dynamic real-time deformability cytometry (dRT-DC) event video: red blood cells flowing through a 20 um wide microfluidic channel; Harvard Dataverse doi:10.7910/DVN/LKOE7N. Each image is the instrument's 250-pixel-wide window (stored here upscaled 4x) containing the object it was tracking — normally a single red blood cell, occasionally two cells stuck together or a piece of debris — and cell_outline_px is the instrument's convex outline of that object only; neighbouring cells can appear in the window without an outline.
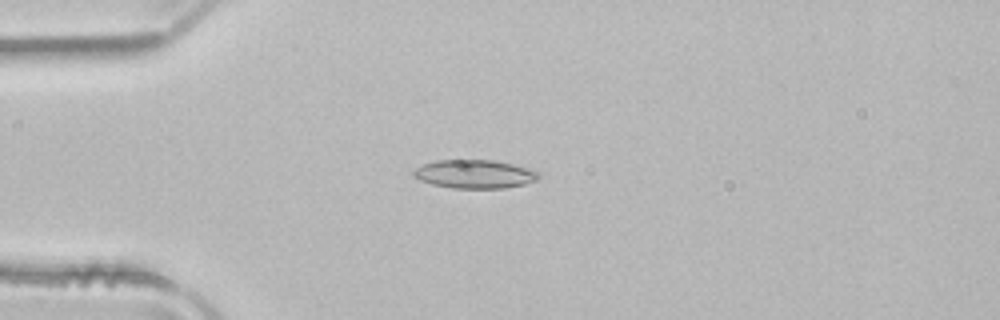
{"species": "common noctule bat (a hibernating species)", "species_latin": "Nyctalus noctula", "temperature_condition": "room temperature", "stored_images_in_passage": 44, "camera_frame_rate_fps": 3000, "um_per_image_px": 0.085, "animal": {"sex": "male", "body_mass_g": 21.5, "forearm_length_mm": 52.0}, "frame": {"image": 1, "passage_image": 6, "time_ms": 1.667, "image_size_px": [1000, 320], "cell_outline_px": [[540, 176], [536, 180], [524, 184], [504, 188], [452, 188], [432, 184], [420, 180], [412, 176], [412, 172], [416, 168], [424, 164], [436, 160], [468, 156], [492, 160], [512, 164], [528, 168], [540, 172]], "centroid_in_image_um": [40.3, 14.75], "position_along_channel_um": 44.7, "area_um2": 21.56}}
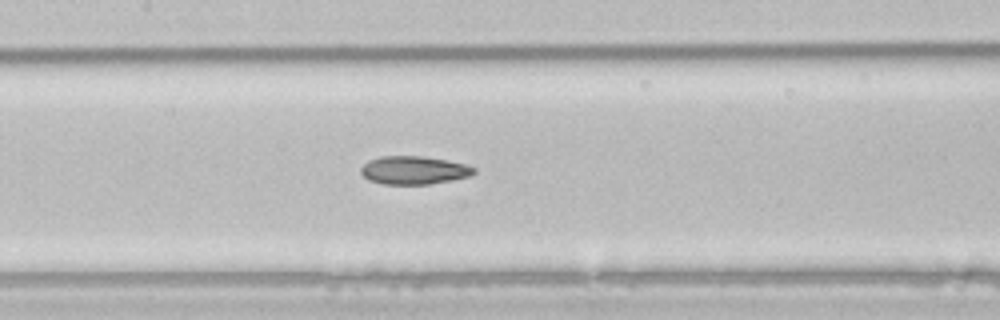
{"frame": {"image": 2, "passage_image": 17, "time_ms": 5.333, "image_size_px": [1000, 320], "cell_outline_px": [[476, 172], [468, 176], [452, 180], [428, 184], [384, 184], [368, 180], [360, 172], [360, 168], [368, 160], [380, 156], [424, 156], [448, 160], [464, 164], [476, 168]], "centroid_in_image_um": [35.16, 14.46], "position_along_channel_um": 172.2, "area_um2": 18.61}}
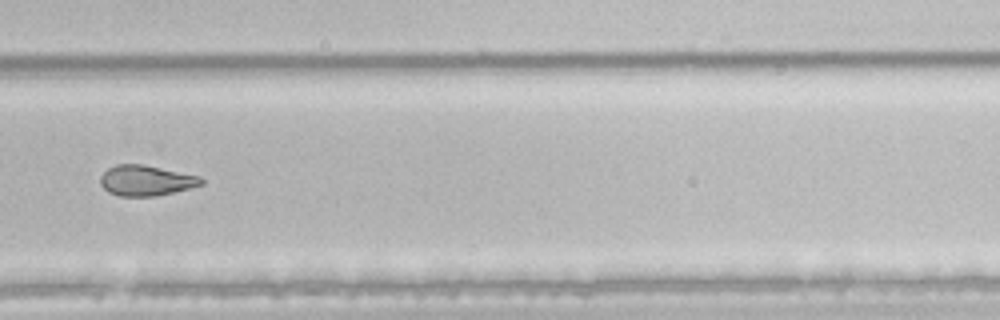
{"frame": {"image": 3, "passage_image": 28, "time_ms": 9.0, "image_size_px": [1000, 320], "cell_outline_px": [[204, 184], [156, 196], [120, 196], [108, 192], [100, 184], [100, 176], [108, 168], [116, 164], [144, 164], [200, 176], [204, 180]], "centroid_in_image_um": [12.4, 15.33], "position_along_channel_um": 317.4, "area_um2": 17.92}, "authors_computed_cell_mechanics": {"area_um2": 19.9699, "velocity_mm_per_s": 3.983, "shape_relaxation_time_tau1_ms": null, "shape_relaxation_time_tau2_ms": 7.2507, "deformation_change_tau1": null, "deformation_change_tau2": 0.1636}}